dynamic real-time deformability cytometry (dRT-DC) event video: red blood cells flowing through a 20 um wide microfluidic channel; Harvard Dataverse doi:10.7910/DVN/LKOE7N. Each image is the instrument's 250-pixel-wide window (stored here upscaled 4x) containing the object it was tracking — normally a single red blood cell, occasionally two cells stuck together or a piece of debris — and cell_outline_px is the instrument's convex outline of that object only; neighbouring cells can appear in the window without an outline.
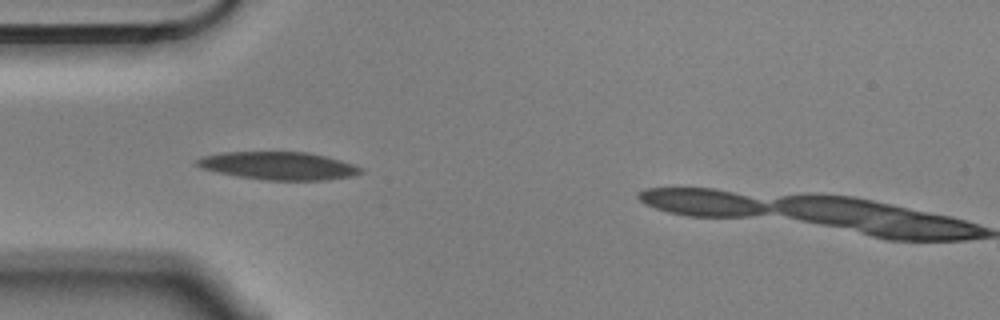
{"species": "Egyptian fruit bat (a non-hibernating species)", "species_latin": "Rousettus aegyptiacus", "temperature_condition": "cold", "stored_images_in_passage": 5, "segment_of_instrument_passage": [1, 2], "camera_frame_rate_fps": 3000, "um_per_image_px": 0.085, "animal": {"sex": "male"}, "frame": {"image": 1, "passage_image": 4, "time_ms": 1.0, "image_size_px": [1000, 320], "cell_outline_px": [[364, 172], [352, 176], [324, 180], [264, 180], [236, 176], [216, 172], [200, 168], [192, 164], [200, 156], [224, 152], [308, 152], [328, 156], [364, 168]], "centroid_in_image_um": [23.64, 14.09], "position_along_channel_um": 61.4, "area_um2": 26.93}}